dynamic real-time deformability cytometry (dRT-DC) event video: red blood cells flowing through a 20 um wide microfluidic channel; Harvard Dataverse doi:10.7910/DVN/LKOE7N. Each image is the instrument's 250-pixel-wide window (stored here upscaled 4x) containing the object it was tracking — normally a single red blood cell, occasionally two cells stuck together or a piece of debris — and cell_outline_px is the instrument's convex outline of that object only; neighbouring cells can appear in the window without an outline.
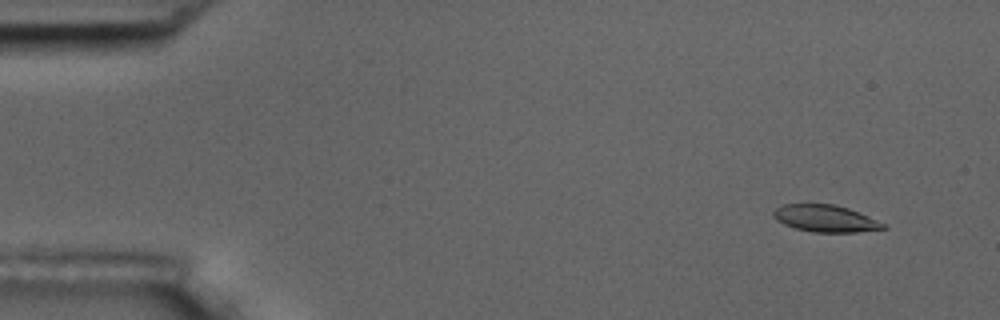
{"species": "common noctule bat (a hibernating species)", "species_latin": "Nyctalus noctula", "temperature_condition": "room temperature", "stored_images_in_passage": 6, "camera_frame_rate_fps": 3000, "um_per_image_px": 0.085, "animal": {"sex": "male", "body_mass_g": 17.5, "forearm_length_mm": 52.3}, "frame": {"image": 1, "passage_image": 2, "time_ms": 1.333, "image_size_px": [1000, 320], "cell_outline_px": [[888, 228], [856, 232], [812, 232], [796, 228], [784, 224], [776, 220], [772, 216], [772, 212], [780, 204], [836, 204], [848, 208], [888, 224]], "centroid_in_image_um": [70.16, 18.56], "position_along_channel_um": 14.8, "area_um2": 17.4}}
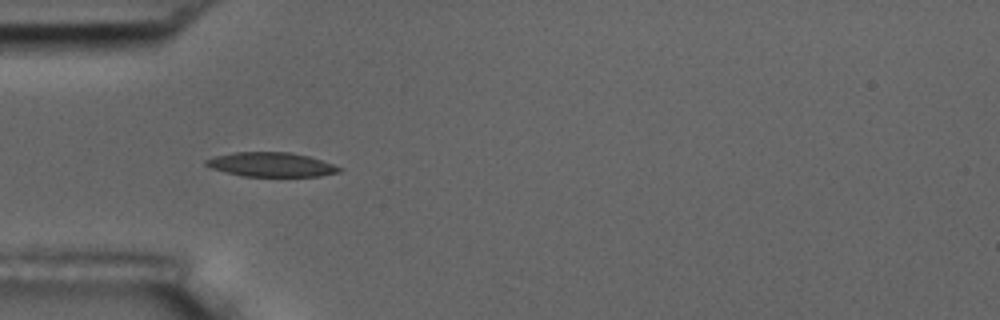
{"frame": {"image": 2, "passage_image": 6, "time_ms": 5.667, "image_size_px": [1000, 320], "cell_outline_px": [[344, 168], [340, 172], [320, 176], [244, 176], [212, 168], [204, 164], [204, 160], [216, 156], [232, 152], [288, 152], [308, 156]], "centroid_in_image_um": [23.06, 13.98], "position_along_channel_um": 61.9, "area_um2": 18.67}}